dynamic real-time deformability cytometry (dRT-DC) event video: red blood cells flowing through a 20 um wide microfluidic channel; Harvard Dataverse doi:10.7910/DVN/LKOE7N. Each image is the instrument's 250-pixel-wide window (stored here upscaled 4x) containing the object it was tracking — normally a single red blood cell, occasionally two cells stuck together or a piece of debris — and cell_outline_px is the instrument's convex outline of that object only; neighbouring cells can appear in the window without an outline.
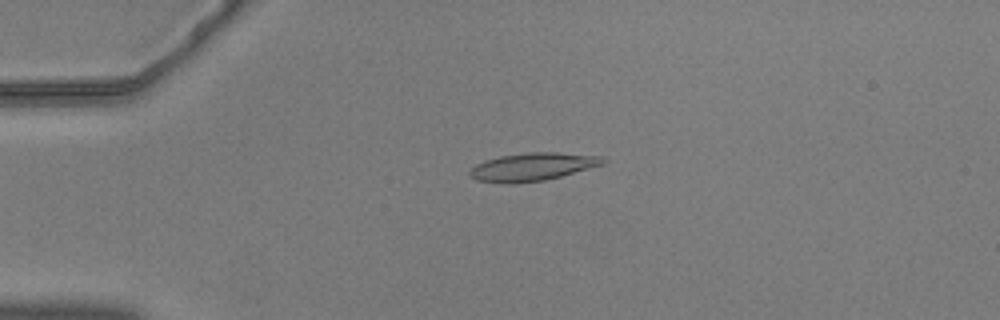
{"species": "common noctule bat (a hibernating species)", "species_latin": "Nyctalus noctula", "temperature_condition": "warm", "stored_images_in_passage": 49, "camera_frame_rate_fps": 3000, "um_per_image_px": 0.085, "animal": {"sex": "male", "body_mass_g": 20.5, "forearm_length_mm": 52.5}, "frame": {"image": 1, "passage_image": 7, "time_ms": 2.0, "image_size_px": [1000, 320], "cell_outline_px": [[608, 160], [604, 164], [560, 176], [544, 180], [476, 180], [468, 176], [468, 172], [476, 164], [484, 160], [500, 156], [528, 152], [556, 152], [600, 156]], "centroid_in_image_um": [45.32, 14.12], "position_along_channel_um": 39.7, "area_um2": 20.69}}
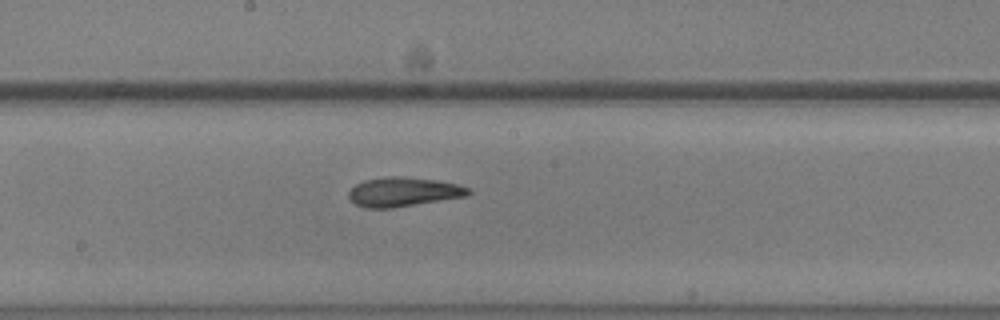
{"frame": {"image": 2, "passage_image": 24, "time_ms": 7.667, "image_size_px": [1000, 320], "cell_outline_px": [[472, 192], [468, 196], [392, 208], [364, 208], [356, 204], [348, 196], [348, 192], [356, 184], [364, 180], [388, 176], [396, 176], [436, 180], [456, 184], [472, 188]], "centroid_in_image_um": [34.31, 16.31], "position_along_channel_um": 213.9, "area_um2": 20.4}}
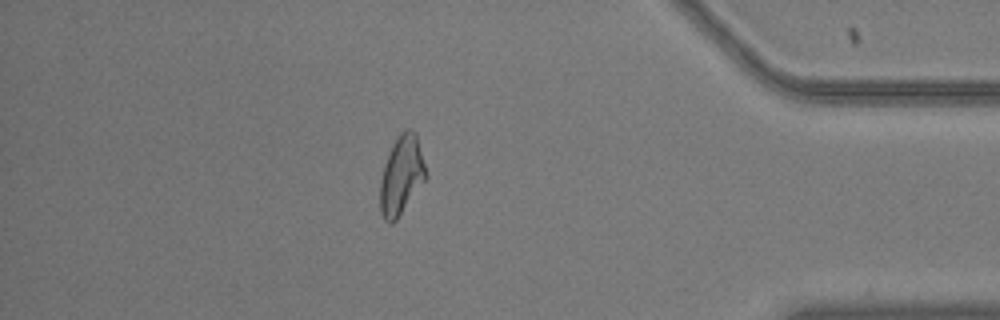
{"frame": {"image": 3, "passage_image": 42, "time_ms": 13.667, "image_size_px": [1000, 320], "cell_outline_px": [[428, 176], [396, 220], [392, 224], [388, 224], [384, 220], [380, 212], [380, 180], [384, 164], [392, 144], [400, 132], [404, 128], [408, 128], [416, 132]], "centroid_in_image_um": [34.12, 14.89], "position_along_channel_um": 401.1, "area_um2": 21.15}, "authors_computed_cell_mechanics": {"area_um2": 20.6346, "velocity_mm_per_s": 3.675, "shape_relaxation_time_tau1_ms": null, "shape_relaxation_time_tau2_ms": 3.2557, "deformation_change_tau1": null, "deformation_change_tau2": 0.1269}}